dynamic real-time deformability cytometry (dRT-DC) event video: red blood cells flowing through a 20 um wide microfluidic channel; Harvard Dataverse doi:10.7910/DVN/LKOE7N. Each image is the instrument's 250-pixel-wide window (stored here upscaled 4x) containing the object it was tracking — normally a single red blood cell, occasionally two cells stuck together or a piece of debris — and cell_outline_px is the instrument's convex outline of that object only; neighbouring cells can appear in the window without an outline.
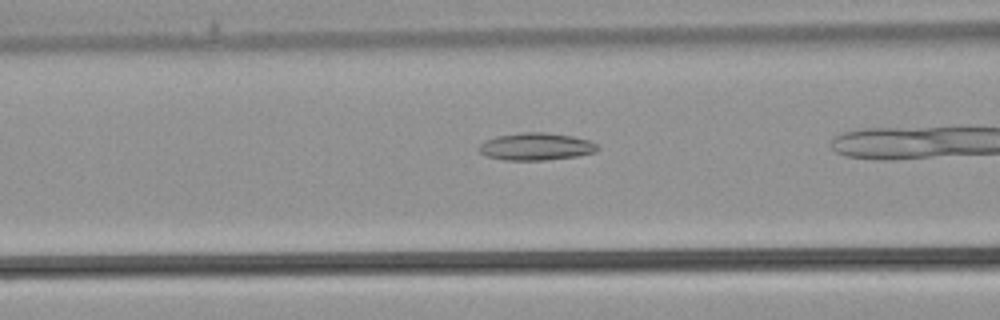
{"species": "common noctule bat (a hibernating species)", "species_latin": "Nyctalus noctula", "temperature_condition": "warm", "stored_images_in_passage": 26, "camera_frame_rate_fps": 3000, "um_per_image_px": 0.085, "animal": {"sex": "male", "body_mass_g": 21.5, "forearm_length_mm": 52.0}, "frame": {"image": 1, "passage_image": 12, "time_ms": 3.667, "image_size_px": [1000, 320], "cell_outline_px": [[600, 148], [596, 152], [576, 156], [544, 160], [504, 160], [484, 156], [476, 148], [484, 140], [496, 136], [524, 132], [544, 132], [572, 136], [588, 140], [596, 144]], "centroid_in_image_um": [45.51, 12.46], "position_along_channel_um": 121.1, "area_um2": 19.02}}